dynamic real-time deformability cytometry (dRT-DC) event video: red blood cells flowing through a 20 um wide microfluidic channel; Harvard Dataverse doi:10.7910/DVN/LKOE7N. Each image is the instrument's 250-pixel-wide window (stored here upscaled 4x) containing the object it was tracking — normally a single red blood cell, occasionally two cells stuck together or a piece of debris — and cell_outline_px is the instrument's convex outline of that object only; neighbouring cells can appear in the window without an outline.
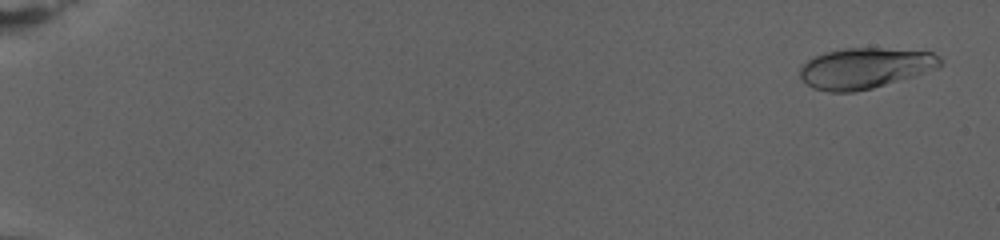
{"species": "human", "species_latin": "Homo sapiens", "temperature_condition": "warm", "stored_images_in_passage": 78, "camera_frame_rate_fps": 3000, "um_per_image_px": 0.085, "donor": {"sex": "female"}, "frame": {"image": 1, "passage_image": 3, "time_ms": 0.667, "image_size_px": [1000, 240], "cell_outline_px": [[940, 64], [932, 68], [912, 76], [872, 88], [852, 92], [828, 92], [812, 88], [800, 76], [800, 68], [808, 60], [816, 56], [828, 52], [844, 48], [880, 48], [932, 52], [940, 56]], "centroid_in_image_um": [73.47, 5.79], "position_along_channel_um": 11.5, "area_um2": 32.48}}
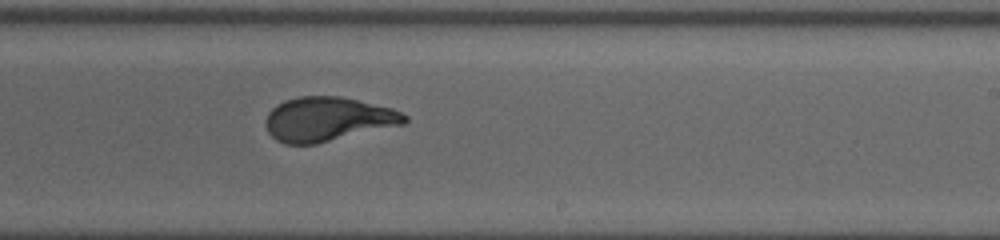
{"frame": {"image": 2, "passage_image": 51, "time_ms": 16.667, "image_size_px": [1000, 240], "cell_outline_px": [[408, 120], [404, 124], [316, 144], [284, 144], [276, 140], [268, 132], [264, 124], [264, 120], [268, 112], [276, 104], [284, 100], [300, 96], [340, 96], [392, 108], [408, 116]], "centroid_in_image_um": [27.82, 10.13], "position_along_channel_um": 261.2, "area_um2": 35.95}}
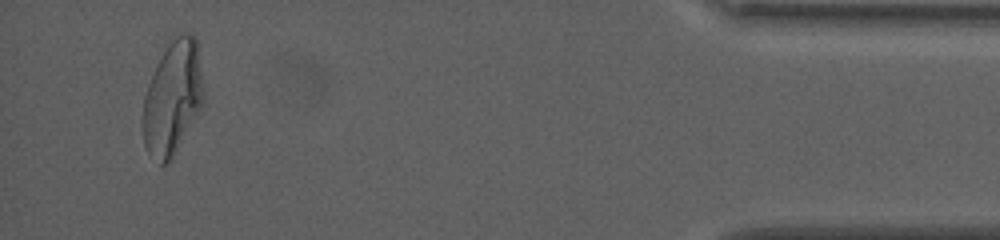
{"frame": {"image": 3, "passage_image": 75, "time_ms": 24.667, "image_size_px": [1000, 240], "cell_outline_px": [[204, 100], [172, 160], [164, 164], [160, 164], [144, 148], [140, 124], [144, 96], [148, 84], [164, 52], [172, 40], [180, 32], [192, 32], [196, 40], [204, 92]], "centroid_in_image_um": [14.64, 8.37], "position_along_channel_um": 420.6, "area_um2": 40.11}}